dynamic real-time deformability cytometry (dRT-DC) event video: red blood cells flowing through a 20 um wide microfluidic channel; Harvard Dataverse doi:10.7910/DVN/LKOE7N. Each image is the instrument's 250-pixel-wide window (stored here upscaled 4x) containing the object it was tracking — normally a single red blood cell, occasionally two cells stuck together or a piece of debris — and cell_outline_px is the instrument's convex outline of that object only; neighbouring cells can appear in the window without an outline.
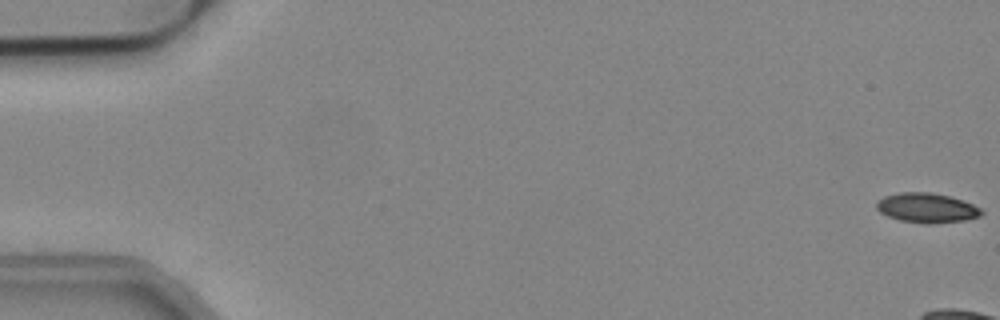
{"species": "common noctule bat (a hibernating species)", "species_latin": "Nyctalus noctula", "temperature_condition": "cold", "stored_images_in_passage": 12, "camera_frame_rate_fps": 3000, "um_per_image_px": 0.085, "animal": {"sex": "male", "body_mass_g": 19.2, "forearm_length_mm": 51.8}, "frame": {"image": 1, "passage_image": 1, "time_ms": 0.0, "image_size_px": [1000, 320], "cell_outline_px": [[984, 212], [980, 216], [964, 220], [928, 224], [900, 220], [888, 216], [880, 212], [876, 208], [876, 200], [884, 196], [900, 192], [932, 192], [964, 200], [980, 208]], "centroid_in_image_um": [78.76, 17.66], "position_along_channel_um": 6.2, "area_um2": 18.15}}